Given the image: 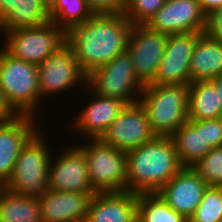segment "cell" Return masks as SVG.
<instances>
[{
	"label": "cell",
	"instance_id": "cell-1",
	"mask_svg": "<svg viewBox=\"0 0 222 222\" xmlns=\"http://www.w3.org/2000/svg\"><path fill=\"white\" fill-rule=\"evenodd\" d=\"M132 26L125 14H94L66 32V43L82 71L89 75L127 51Z\"/></svg>",
	"mask_w": 222,
	"mask_h": 222
},
{
	"label": "cell",
	"instance_id": "cell-2",
	"mask_svg": "<svg viewBox=\"0 0 222 222\" xmlns=\"http://www.w3.org/2000/svg\"><path fill=\"white\" fill-rule=\"evenodd\" d=\"M126 156V191L136 194L157 193L183 168L171 137L157 136Z\"/></svg>",
	"mask_w": 222,
	"mask_h": 222
},
{
	"label": "cell",
	"instance_id": "cell-3",
	"mask_svg": "<svg viewBox=\"0 0 222 222\" xmlns=\"http://www.w3.org/2000/svg\"><path fill=\"white\" fill-rule=\"evenodd\" d=\"M188 85L147 84L139 103L144 108L156 136L170 137L188 121Z\"/></svg>",
	"mask_w": 222,
	"mask_h": 222
},
{
	"label": "cell",
	"instance_id": "cell-4",
	"mask_svg": "<svg viewBox=\"0 0 222 222\" xmlns=\"http://www.w3.org/2000/svg\"><path fill=\"white\" fill-rule=\"evenodd\" d=\"M0 87L6 102L17 115L36 116L34 109L38 108L41 99L37 65L17 59L5 48L1 49Z\"/></svg>",
	"mask_w": 222,
	"mask_h": 222
},
{
	"label": "cell",
	"instance_id": "cell-5",
	"mask_svg": "<svg viewBox=\"0 0 222 222\" xmlns=\"http://www.w3.org/2000/svg\"><path fill=\"white\" fill-rule=\"evenodd\" d=\"M40 134L37 131L23 146L10 178L3 185L9 191L33 199H39L49 190L48 173L52 156L46 145L48 143Z\"/></svg>",
	"mask_w": 222,
	"mask_h": 222
},
{
	"label": "cell",
	"instance_id": "cell-6",
	"mask_svg": "<svg viewBox=\"0 0 222 222\" xmlns=\"http://www.w3.org/2000/svg\"><path fill=\"white\" fill-rule=\"evenodd\" d=\"M89 145H78L84 152L89 180L97 193L124 192L127 181L126 152L101 139H92Z\"/></svg>",
	"mask_w": 222,
	"mask_h": 222
},
{
	"label": "cell",
	"instance_id": "cell-7",
	"mask_svg": "<svg viewBox=\"0 0 222 222\" xmlns=\"http://www.w3.org/2000/svg\"><path fill=\"white\" fill-rule=\"evenodd\" d=\"M87 86V89L94 91L93 93L120 99L127 105L138 103L144 88L135 75L128 51L117 55L87 75Z\"/></svg>",
	"mask_w": 222,
	"mask_h": 222
},
{
	"label": "cell",
	"instance_id": "cell-8",
	"mask_svg": "<svg viewBox=\"0 0 222 222\" xmlns=\"http://www.w3.org/2000/svg\"><path fill=\"white\" fill-rule=\"evenodd\" d=\"M4 48L15 58L39 65L66 43V32L53 22L6 33Z\"/></svg>",
	"mask_w": 222,
	"mask_h": 222
},
{
	"label": "cell",
	"instance_id": "cell-9",
	"mask_svg": "<svg viewBox=\"0 0 222 222\" xmlns=\"http://www.w3.org/2000/svg\"><path fill=\"white\" fill-rule=\"evenodd\" d=\"M168 34L149 29L146 25H133L127 51L131 55L135 75L143 84H150L164 56Z\"/></svg>",
	"mask_w": 222,
	"mask_h": 222
},
{
	"label": "cell",
	"instance_id": "cell-10",
	"mask_svg": "<svg viewBox=\"0 0 222 222\" xmlns=\"http://www.w3.org/2000/svg\"><path fill=\"white\" fill-rule=\"evenodd\" d=\"M37 68L41 99L49 93H62L75 84L85 83L87 86V75L82 71L67 43L37 65Z\"/></svg>",
	"mask_w": 222,
	"mask_h": 222
},
{
	"label": "cell",
	"instance_id": "cell-11",
	"mask_svg": "<svg viewBox=\"0 0 222 222\" xmlns=\"http://www.w3.org/2000/svg\"><path fill=\"white\" fill-rule=\"evenodd\" d=\"M202 32L168 34L164 56L154 80L156 85H189L194 47Z\"/></svg>",
	"mask_w": 222,
	"mask_h": 222
},
{
	"label": "cell",
	"instance_id": "cell-12",
	"mask_svg": "<svg viewBox=\"0 0 222 222\" xmlns=\"http://www.w3.org/2000/svg\"><path fill=\"white\" fill-rule=\"evenodd\" d=\"M156 137L144 108L138 102L126 105L100 139L126 152Z\"/></svg>",
	"mask_w": 222,
	"mask_h": 222
},
{
	"label": "cell",
	"instance_id": "cell-13",
	"mask_svg": "<svg viewBox=\"0 0 222 222\" xmlns=\"http://www.w3.org/2000/svg\"><path fill=\"white\" fill-rule=\"evenodd\" d=\"M145 25L166 34L204 32L206 15L197 0H166Z\"/></svg>",
	"mask_w": 222,
	"mask_h": 222
},
{
	"label": "cell",
	"instance_id": "cell-14",
	"mask_svg": "<svg viewBox=\"0 0 222 222\" xmlns=\"http://www.w3.org/2000/svg\"><path fill=\"white\" fill-rule=\"evenodd\" d=\"M71 148V149H68ZM49 166V190L60 192H96L89 180L84 152L78 147H68Z\"/></svg>",
	"mask_w": 222,
	"mask_h": 222
},
{
	"label": "cell",
	"instance_id": "cell-15",
	"mask_svg": "<svg viewBox=\"0 0 222 222\" xmlns=\"http://www.w3.org/2000/svg\"><path fill=\"white\" fill-rule=\"evenodd\" d=\"M207 187L191 167H183L157 194L173 210L189 219L200 204Z\"/></svg>",
	"mask_w": 222,
	"mask_h": 222
},
{
	"label": "cell",
	"instance_id": "cell-16",
	"mask_svg": "<svg viewBox=\"0 0 222 222\" xmlns=\"http://www.w3.org/2000/svg\"><path fill=\"white\" fill-rule=\"evenodd\" d=\"M34 119L17 115L0 123V186L8 181L23 146L37 132Z\"/></svg>",
	"mask_w": 222,
	"mask_h": 222
},
{
	"label": "cell",
	"instance_id": "cell-17",
	"mask_svg": "<svg viewBox=\"0 0 222 222\" xmlns=\"http://www.w3.org/2000/svg\"><path fill=\"white\" fill-rule=\"evenodd\" d=\"M95 193L46 191L38 199L42 222H84Z\"/></svg>",
	"mask_w": 222,
	"mask_h": 222
},
{
	"label": "cell",
	"instance_id": "cell-18",
	"mask_svg": "<svg viewBox=\"0 0 222 222\" xmlns=\"http://www.w3.org/2000/svg\"><path fill=\"white\" fill-rule=\"evenodd\" d=\"M138 194L134 192L95 193L84 222H134Z\"/></svg>",
	"mask_w": 222,
	"mask_h": 222
},
{
	"label": "cell",
	"instance_id": "cell-19",
	"mask_svg": "<svg viewBox=\"0 0 222 222\" xmlns=\"http://www.w3.org/2000/svg\"><path fill=\"white\" fill-rule=\"evenodd\" d=\"M95 98L72 122L73 128L77 129L76 132L84 134L88 140L100 139L127 105L120 99L104 97L96 93Z\"/></svg>",
	"mask_w": 222,
	"mask_h": 222
},
{
	"label": "cell",
	"instance_id": "cell-20",
	"mask_svg": "<svg viewBox=\"0 0 222 222\" xmlns=\"http://www.w3.org/2000/svg\"><path fill=\"white\" fill-rule=\"evenodd\" d=\"M191 82L222 75V42L205 32L199 35L190 64Z\"/></svg>",
	"mask_w": 222,
	"mask_h": 222
},
{
	"label": "cell",
	"instance_id": "cell-21",
	"mask_svg": "<svg viewBox=\"0 0 222 222\" xmlns=\"http://www.w3.org/2000/svg\"><path fill=\"white\" fill-rule=\"evenodd\" d=\"M183 167H192L212 149L202 137V120H188L170 136Z\"/></svg>",
	"mask_w": 222,
	"mask_h": 222
},
{
	"label": "cell",
	"instance_id": "cell-22",
	"mask_svg": "<svg viewBox=\"0 0 222 222\" xmlns=\"http://www.w3.org/2000/svg\"><path fill=\"white\" fill-rule=\"evenodd\" d=\"M188 120H209L222 117L219 95L212 80L191 82Z\"/></svg>",
	"mask_w": 222,
	"mask_h": 222
},
{
	"label": "cell",
	"instance_id": "cell-23",
	"mask_svg": "<svg viewBox=\"0 0 222 222\" xmlns=\"http://www.w3.org/2000/svg\"><path fill=\"white\" fill-rule=\"evenodd\" d=\"M0 222H42L39 200L0 186Z\"/></svg>",
	"mask_w": 222,
	"mask_h": 222
},
{
	"label": "cell",
	"instance_id": "cell-24",
	"mask_svg": "<svg viewBox=\"0 0 222 222\" xmlns=\"http://www.w3.org/2000/svg\"><path fill=\"white\" fill-rule=\"evenodd\" d=\"M48 22L49 10L42 0H15V9L0 22V31L6 34L15 29L38 27Z\"/></svg>",
	"mask_w": 222,
	"mask_h": 222
},
{
	"label": "cell",
	"instance_id": "cell-25",
	"mask_svg": "<svg viewBox=\"0 0 222 222\" xmlns=\"http://www.w3.org/2000/svg\"><path fill=\"white\" fill-rule=\"evenodd\" d=\"M137 218L142 222H188L157 193L138 194Z\"/></svg>",
	"mask_w": 222,
	"mask_h": 222
},
{
	"label": "cell",
	"instance_id": "cell-26",
	"mask_svg": "<svg viewBox=\"0 0 222 222\" xmlns=\"http://www.w3.org/2000/svg\"><path fill=\"white\" fill-rule=\"evenodd\" d=\"M94 15L87 0H58L49 10L50 21L65 32Z\"/></svg>",
	"mask_w": 222,
	"mask_h": 222
},
{
	"label": "cell",
	"instance_id": "cell-27",
	"mask_svg": "<svg viewBox=\"0 0 222 222\" xmlns=\"http://www.w3.org/2000/svg\"><path fill=\"white\" fill-rule=\"evenodd\" d=\"M191 168L208 187H222V146L212 148Z\"/></svg>",
	"mask_w": 222,
	"mask_h": 222
},
{
	"label": "cell",
	"instance_id": "cell-28",
	"mask_svg": "<svg viewBox=\"0 0 222 222\" xmlns=\"http://www.w3.org/2000/svg\"><path fill=\"white\" fill-rule=\"evenodd\" d=\"M188 222H222V187H207Z\"/></svg>",
	"mask_w": 222,
	"mask_h": 222
},
{
	"label": "cell",
	"instance_id": "cell-29",
	"mask_svg": "<svg viewBox=\"0 0 222 222\" xmlns=\"http://www.w3.org/2000/svg\"><path fill=\"white\" fill-rule=\"evenodd\" d=\"M166 0H128L125 16L132 25H145Z\"/></svg>",
	"mask_w": 222,
	"mask_h": 222
},
{
	"label": "cell",
	"instance_id": "cell-30",
	"mask_svg": "<svg viewBox=\"0 0 222 222\" xmlns=\"http://www.w3.org/2000/svg\"><path fill=\"white\" fill-rule=\"evenodd\" d=\"M202 137L211 148L222 146V117L202 120Z\"/></svg>",
	"mask_w": 222,
	"mask_h": 222
},
{
	"label": "cell",
	"instance_id": "cell-31",
	"mask_svg": "<svg viewBox=\"0 0 222 222\" xmlns=\"http://www.w3.org/2000/svg\"><path fill=\"white\" fill-rule=\"evenodd\" d=\"M94 14H125L128 0H87Z\"/></svg>",
	"mask_w": 222,
	"mask_h": 222
},
{
	"label": "cell",
	"instance_id": "cell-32",
	"mask_svg": "<svg viewBox=\"0 0 222 222\" xmlns=\"http://www.w3.org/2000/svg\"><path fill=\"white\" fill-rule=\"evenodd\" d=\"M204 32L222 42V8L215 9L206 15Z\"/></svg>",
	"mask_w": 222,
	"mask_h": 222
},
{
	"label": "cell",
	"instance_id": "cell-33",
	"mask_svg": "<svg viewBox=\"0 0 222 222\" xmlns=\"http://www.w3.org/2000/svg\"><path fill=\"white\" fill-rule=\"evenodd\" d=\"M17 114L12 110L10 105L6 102L3 91L0 87V123L9 121L15 118Z\"/></svg>",
	"mask_w": 222,
	"mask_h": 222
},
{
	"label": "cell",
	"instance_id": "cell-34",
	"mask_svg": "<svg viewBox=\"0 0 222 222\" xmlns=\"http://www.w3.org/2000/svg\"><path fill=\"white\" fill-rule=\"evenodd\" d=\"M202 12L208 15L215 9L222 8V0H197Z\"/></svg>",
	"mask_w": 222,
	"mask_h": 222
},
{
	"label": "cell",
	"instance_id": "cell-35",
	"mask_svg": "<svg viewBox=\"0 0 222 222\" xmlns=\"http://www.w3.org/2000/svg\"><path fill=\"white\" fill-rule=\"evenodd\" d=\"M15 9V0H0V22Z\"/></svg>",
	"mask_w": 222,
	"mask_h": 222
},
{
	"label": "cell",
	"instance_id": "cell-36",
	"mask_svg": "<svg viewBox=\"0 0 222 222\" xmlns=\"http://www.w3.org/2000/svg\"><path fill=\"white\" fill-rule=\"evenodd\" d=\"M212 81L215 84V87L217 89L218 95H219V99H220V103H221V108H222V75L213 78Z\"/></svg>",
	"mask_w": 222,
	"mask_h": 222
},
{
	"label": "cell",
	"instance_id": "cell-37",
	"mask_svg": "<svg viewBox=\"0 0 222 222\" xmlns=\"http://www.w3.org/2000/svg\"><path fill=\"white\" fill-rule=\"evenodd\" d=\"M58 0H42L44 6L50 10Z\"/></svg>",
	"mask_w": 222,
	"mask_h": 222
},
{
	"label": "cell",
	"instance_id": "cell-38",
	"mask_svg": "<svg viewBox=\"0 0 222 222\" xmlns=\"http://www.w3.org/2000/svg\"><path fill=\"white\" fill-rule=\"evenodd\" d=\"M134 222H142V221L137 218Z\"/></svg>",
	"mask_w": 222,
	"mask_h": 222
}]
</instances>
